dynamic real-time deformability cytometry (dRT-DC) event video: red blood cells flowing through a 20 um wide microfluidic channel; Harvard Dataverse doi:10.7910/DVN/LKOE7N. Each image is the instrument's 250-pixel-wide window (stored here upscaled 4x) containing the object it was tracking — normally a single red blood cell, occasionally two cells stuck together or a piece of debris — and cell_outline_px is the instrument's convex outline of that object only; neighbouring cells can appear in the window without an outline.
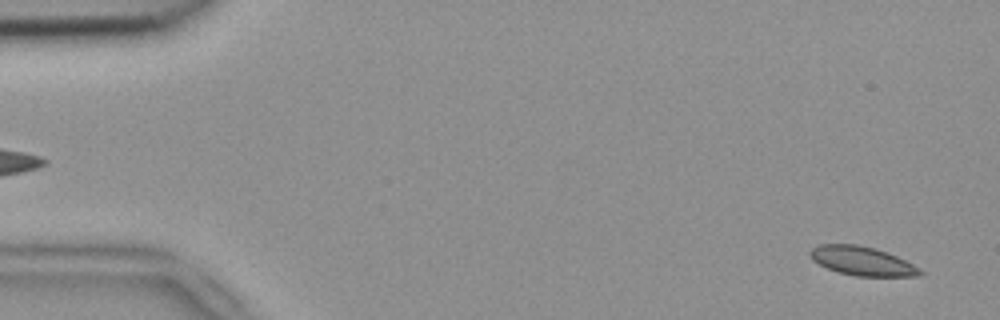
{"species": "common noctule bat (a hibernating species)", "species_latin": "Nyctalus noctula", "temperature_condition": "room temperature", "stored_images_in_passage": 54, "camera_frame_rate_fps": 3000, "um_per_image_px": 0.085, "animal": {"sex": "female", "body_mass_g": 18.4}, "frame": {"image": 1, "passage_image": 2, "time_ms": 0.333, "image_size_px": [1000, 320], "cell_outline_px": [[924, 272], [920, 276], [856, 276], [840, 272], [828, 268], [812, 260], [808, 252], [812, 248], [820, 244], [856, 244], [876, 248], [888, 252], [920, 268]], "centroid_in_image_um": [73.29, 22.18], "position_along_channel_um": 11.7, "area_um2": 18.5}}
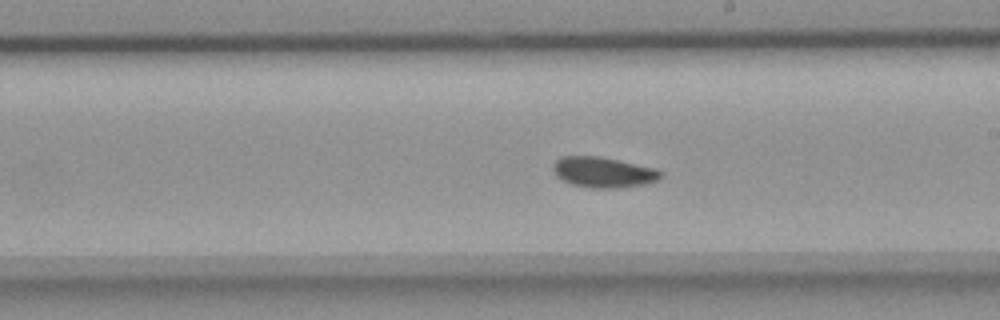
{"frame": {"image": 2, "passage_image": 30, "time_ms": 9.667, "image_size_px": [1000, 320], "cell_outline_px": [[664, 172], [656, 180], [644, 184], [620, 188], [588, 188], [572, 184], [556, 176], [552, 168], [552, 164], [560, 156], [600, 156], [656, 168]], "centroid_in_image_um": [51.26, 14.63], "position_along_channel_um": 237.7, "area_um2": 19.25}}
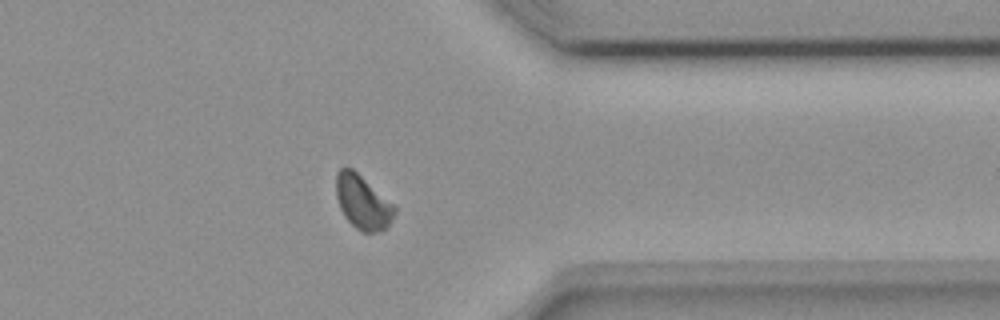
{"frame": {"image": 3, "passage_image": 42, "time_ms": 13.667, "image_size_px": [1000, 320], "cell_outline_px": [[396, 212], [392, 220], [384, 228], [376, 232], [364, 232], [356, 228], [344, 216], [340, 208], [336, 196], [336, 172], [340, 168], [352, 168], [396, 204]], "centroid_in_image_um": [30.85, 17.16], "position_along_channel_um": 380.6, "area_um2": 18.5}}